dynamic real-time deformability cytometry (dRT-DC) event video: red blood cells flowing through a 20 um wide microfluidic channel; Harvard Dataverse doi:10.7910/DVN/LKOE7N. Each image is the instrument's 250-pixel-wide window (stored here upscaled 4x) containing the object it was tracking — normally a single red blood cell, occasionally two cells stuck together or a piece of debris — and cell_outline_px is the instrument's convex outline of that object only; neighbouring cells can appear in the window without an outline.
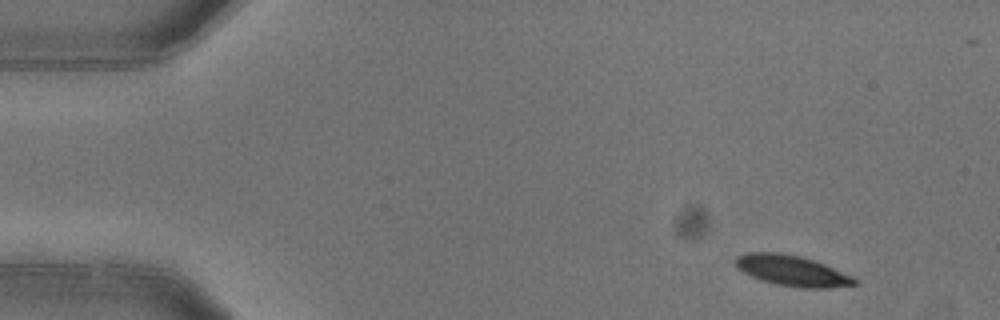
{"species": "common noctule bat (a hibernating species)", "species_latin": "Nyctalus noctula", "temperature_condition": "warm", "stored_images_in_passage": 3, "camera_frame_rate_fps": 3000, "um_per_image_px": 0.085, "animal": {"sex": "female"}, "frame": {"image": 1, "passage_image": 1, "time_ms": 0.0, "image_size_px": [1000, 320], "cell_outline_px": [[860, 284], [828, 288], [800, 288], [776, 284], [760, 280], [736, 268], [732, 260], [736, 256], [744, 252], [780, 252], [800, 256], [824, 264], [852, 276], [860, 280]], "centroid_in_image_um": [67.3, 23.0], "position_along_channel_um": 17.7, "area_um2": 21.56}}
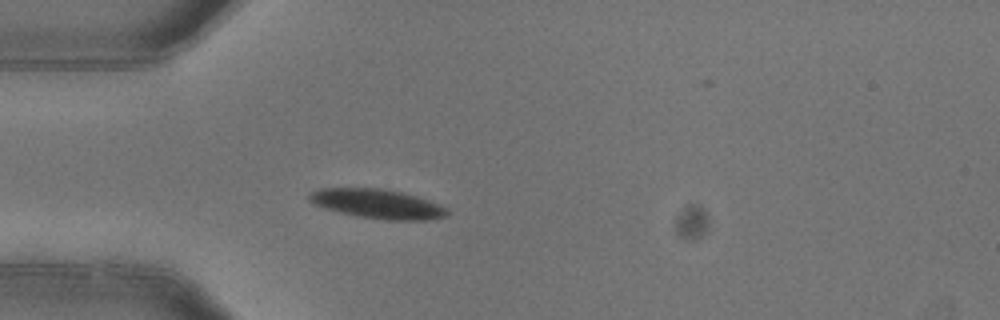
{"frame": {"image": 2, "passage_image": 3, "time_ms": 0.667, "image_size_px": [1000, 320], "cell_outline_px": [[448, 216], [428, 220], [384, 220], [356, 216], [324, 208], [312, 204], [308, 200], [308, 192], [320, 188], [380, 188], [400, 192], [416, 196], [440, 204], [448, 208]], "centroid_in_image_um": [32.06, 17.33], "position_along_channel_um": 52.9, "area_um2": 23.81}}